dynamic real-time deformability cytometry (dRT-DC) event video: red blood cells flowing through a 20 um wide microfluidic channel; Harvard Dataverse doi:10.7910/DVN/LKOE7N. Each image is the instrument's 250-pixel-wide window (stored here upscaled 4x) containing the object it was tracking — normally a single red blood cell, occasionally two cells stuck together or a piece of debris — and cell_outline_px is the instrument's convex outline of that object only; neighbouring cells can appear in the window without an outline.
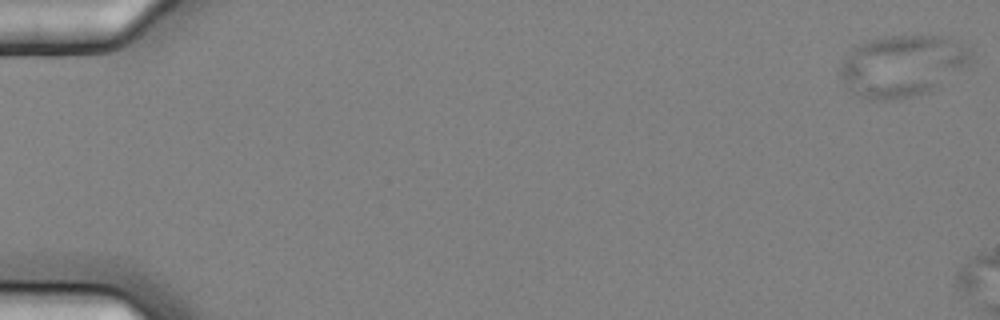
{"species": "common noctule bat (a hibernating species)", "species_latin": "Nyctalus noctula", "temperature_condition": "cold", "stored_images_in_passage": 4, "camera_frame_rate_fps": 3000, "um_per_image_px": 0.085, "animal": {"sex": "female", "body_mass_g": 25.1}, "frame": {"image": 1, "passage_image": 1, "time_ms": 0.0, "image_size_px": [1000, 320], "cell_outline_px": [[972, 56], [968, 64], [928, 92], [912, 96], [888, 100], [872, 100], [856, 92], [840, 76], [840, 68], [844, 60], [852, 48], [856, 44], [872, 40], [892, 36], [944, 36], [956, 40], [972, 48]], "centroid_in_image_um": [76.74, 5.56], "position_along_channel_um": 8.3, "area_um2": 45.95}}